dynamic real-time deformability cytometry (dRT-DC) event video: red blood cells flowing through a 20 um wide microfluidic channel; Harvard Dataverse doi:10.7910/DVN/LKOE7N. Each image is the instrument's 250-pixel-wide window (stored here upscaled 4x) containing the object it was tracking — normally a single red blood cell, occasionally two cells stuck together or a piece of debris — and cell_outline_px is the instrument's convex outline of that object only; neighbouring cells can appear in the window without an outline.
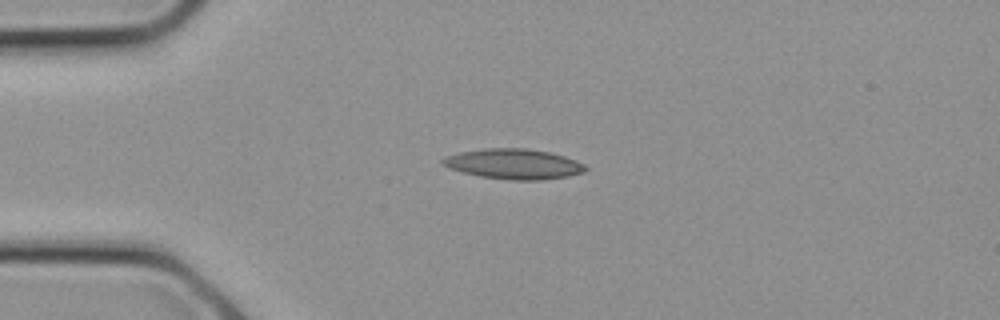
{"species": "common noctule bat (a hibernating species)", "species_latin": "Nyctalus noctula", "temperature_condition": "cold", "stored_images_in_passage": 8, "camera_frame_rate_fps": 3000, "um_per_image_px": 0.085, "animal": {"sex": "female", "body_mass_g": 21.9}, "frame": {"image": 1, "passage_image": 5, "time_ms": 1.333, "image_size_px": [1000, 320], "cell_outline_px": [[588, 168], [584, 172], [568, 176], [540, 180], [508, 180], [480, 176], [448, 168], [440, 160], [444, 156], [460, 152], [488, 148], [528, 148], [548, 152], [564, 156], [576, 160], [584, 164]], "centroid_in_image_um": [43.67, 13.94], "position_along_channel_um": 41.3, "area_um2": 25.09}}
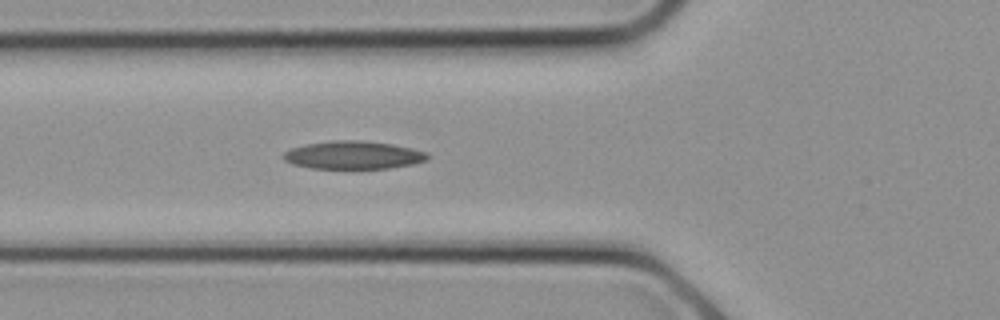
{"frame": {"image": 2, "passage_image": 8, "time_ms": 2.333, "image_size_px": [1000, 320], "cell_outline_px": [[428, 160], [412, 164], [388, 168], [312, 168], [292, 164], [284, 160], [280, 156], [288, 148], [304, 144], [332, 140], [364, 140], [392, 144], [412, 148], [428, 152]], "centroid_in_image_um": [29.99, 13.17], "position_along_channel_um": 95.8, "area_um2": 23.76}}